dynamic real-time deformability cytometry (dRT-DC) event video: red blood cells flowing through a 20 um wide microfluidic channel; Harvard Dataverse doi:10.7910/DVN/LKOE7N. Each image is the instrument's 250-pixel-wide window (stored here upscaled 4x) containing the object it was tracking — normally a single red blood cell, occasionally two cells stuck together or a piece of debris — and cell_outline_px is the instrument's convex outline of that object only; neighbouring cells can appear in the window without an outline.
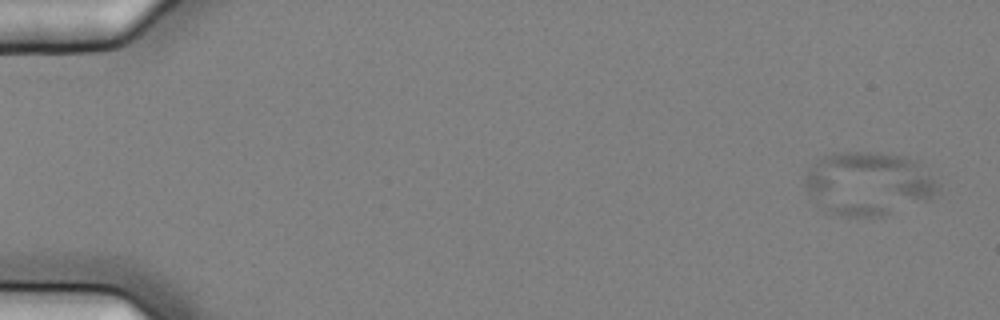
{"species": "common noctule bat (a hibernating species)", "species_latin": "Nyctalus noctula", "temperature_condition": "cold", "stored_images_in_passage": 5, "camera_frame_rate_fps": 3000, "um_per_image_px": 0.085, "animal": {"sex": "female", "body_mass_g": 25.1}, "frame": {"image": 1, "passage_image": 1, "time_ms": 0.0, "image_size_px": [1000, 320], "cell_outline_px": [[940, 188], [932, 196], [924, 200], [880, 216], [844, 216], [824, 212], [808, 192], [804, 184], [804, 180], [808, 168], [816, 160], [832, 152], [880, 152], [900, 156], [912, 160], [920, 164], [940, 184]], "centroid_in_image_um": [73.75, 15.58], "position_along_channel_um": 11.3, "area_um2": 48.84}}
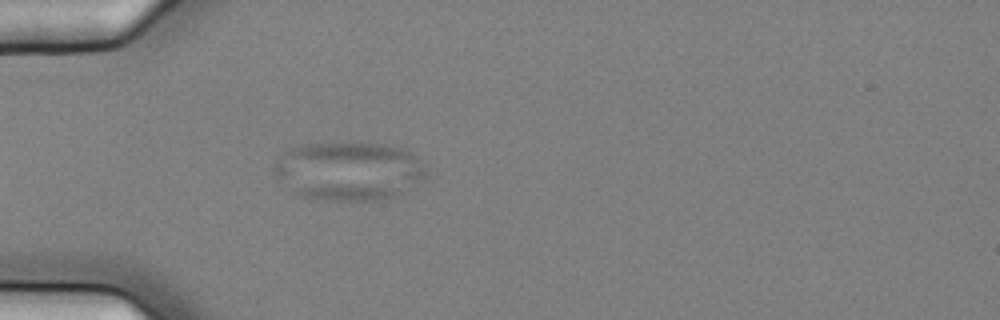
{"frame": {"image": 2, "passage_image": 5, "time_ms": 1.333, "image_size_px": [1000, 320], "cell_outline_px": [[424, 180], [392, 196], [376, 200], [328, 200], [304, 196], [280, 188], [272, 168], [276, 160], [288, 148], [300, 144], [360, 140], [384, 144], [400, 148], [416, 156], [424, 164]], "centroid_in_image_um": [29.54, 14.49], "position_along_channel_um": 55.5, "area_um2": 53.0}}